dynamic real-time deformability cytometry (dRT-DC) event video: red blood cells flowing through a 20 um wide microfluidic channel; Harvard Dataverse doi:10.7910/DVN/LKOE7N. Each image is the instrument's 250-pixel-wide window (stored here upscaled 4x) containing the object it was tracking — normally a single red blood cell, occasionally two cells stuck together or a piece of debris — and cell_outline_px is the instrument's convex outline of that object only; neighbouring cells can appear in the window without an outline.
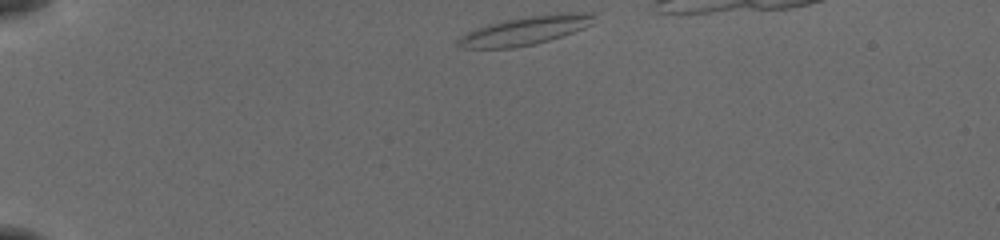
{"species": "common noctule bat (a hibernating species)", "species_latin": "Nyctalus noctula", "temperature_condition": "cold", "stored_images_in_passage": 37, "segment_of_instrument_passage": [1, 2], "camera_frame_rate_fps": 3000, "um_per_image_px": 0.085, "animal": {"sex": "female", "body_mass_g": 19.5, "forearm_length_mm": 54.1}, "frame": {"image": 1, "passage_image": 1, "time_ms": 0.0, "image_size_px": [1000, 240], "cell_outline_px": [[592, 24], [584, 28], [548, 40], [532, 44], [512, 48], [464, 48], [456, 44], [456, 40], [460, 36], [476, 28], [488, 24], [508, 20], [556, 12], [588, 12], [592, 16]], "centroid_in_image_um": [44.61, 2.59], "position_along_channel_um": 40.4, "area_um2": 22.2}}
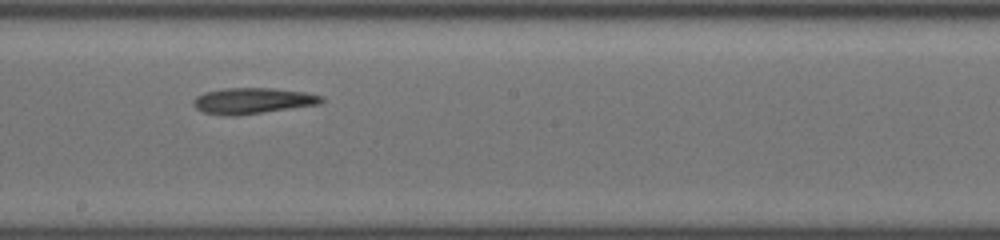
{"frame": {"image": 2, "passage_image": 20, "time_ms": 6.333, "image_size_px": [1000, 240], "cell_outline_px": [[324, 100], [320, 104], [236, 116], [224, 116], [204, 112], [196, 108], [192, 104], [192, 100], [196, 96], [204, 92], [224, 88], [272, 88], [304, 92], [324, 96]], "centroid_in_image_um": [21.45, 8.57], "position_along_channel_um": 226.8, "area_um2": 19.48}}
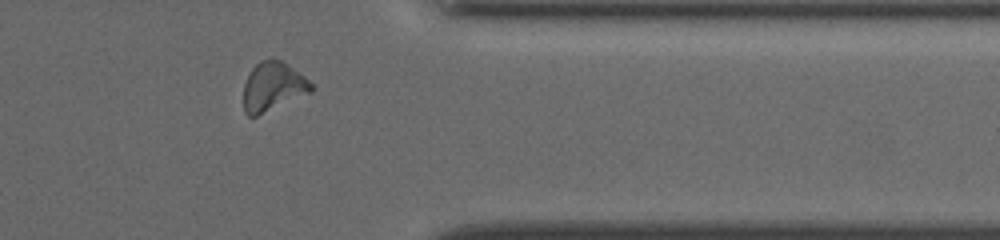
{"frame": {"image": 3, "passage_image": 33, "time_ms": 10.667, "image_size_px": [1000, 240], "cell_outline_px": [[312, 92], [256, 116], [248, 116], [244, 112], [244, 84], [252, 68], [260, 60], [272, 56], [280, 60], [304, 76], [312, 84]], "centroid_in_image_um": [23.18, 7.34], "position_along_channel_um": 388.2, "area_um2": 19.19}}